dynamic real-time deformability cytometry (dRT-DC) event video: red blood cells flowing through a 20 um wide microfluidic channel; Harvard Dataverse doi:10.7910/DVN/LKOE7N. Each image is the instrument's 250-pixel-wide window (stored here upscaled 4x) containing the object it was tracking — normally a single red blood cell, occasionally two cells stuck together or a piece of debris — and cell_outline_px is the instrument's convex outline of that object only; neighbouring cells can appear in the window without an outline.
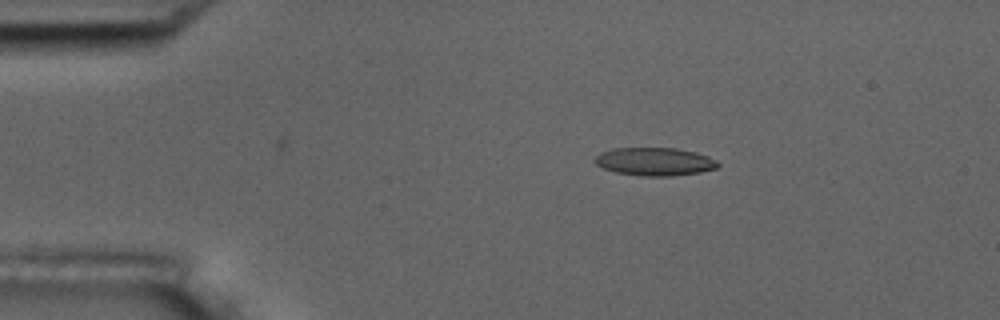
{"species": "common noctule bat (a hibernating species)", "species_latin": "Nyctalus noctula", "temperature_condition": "room temperature", "stored_images_in_passage": 4, "camera_frame_rate_fps": 3000, "um_per_image_px": 0.085, "animal": {"sex": "male", "body_mass_g": 17.5, "forearm_length_mm": 52.3}, "frame": {"image": 1, "passage_image": 1, "time_ms": 0.0, "image_size_px": [1000, 320], "cell_outline_px": [[720, 164], [716, 168], [700, 172], [668, 176], [640, 176], [616, 172], [604, 168], [596, 164], [596, 156], [600, 152], [612, 148], [676, 148], [696, 152], [708, 156], [716, 160]], "centroid_in_image_um": [55.66, 13.73], "position_along_channel_um": 29.3, "area_um2": 20.06}}